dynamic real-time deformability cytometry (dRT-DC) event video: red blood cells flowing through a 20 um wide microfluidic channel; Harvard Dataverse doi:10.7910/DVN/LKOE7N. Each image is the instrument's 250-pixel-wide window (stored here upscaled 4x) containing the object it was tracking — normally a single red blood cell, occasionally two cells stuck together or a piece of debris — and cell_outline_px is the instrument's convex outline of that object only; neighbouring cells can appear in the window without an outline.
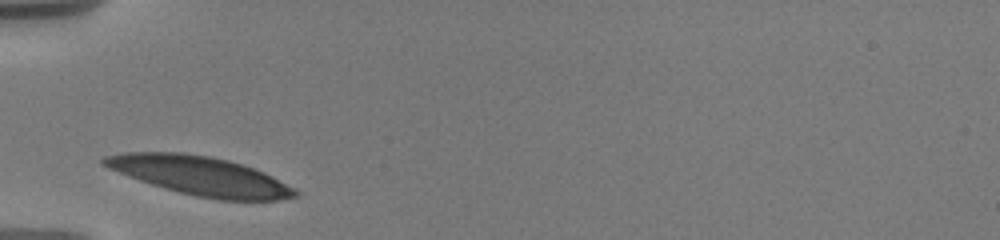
{"species": "human", "species_latin": "Homo sapiens", "temperature_condition": "warm", "stored_images_in_passage": 43, "camera_frame_rate_fps": 3000, "um_per_image_px": 0.085, "donor": {"sex": "male"}, "frame": {"image": 1, "passage_image": 1, "time_ms": 0.0, "image_size_px": [1000, 240], "cell_outline_px": [[300, 196], [276, 200], [220, 200], [196, 196], [164, 188], [140, 180], [108, 168], [100, 164], [100, 160], [104, 156], [124, 152], [180, 152], [208, 156], [228, 160], [264, 172], [296, 188], [300, 192]], "centroid_in_image_um": [17.02, 14.94], "position_along_channel_um": 68.0, "area_um2": 43.12}}
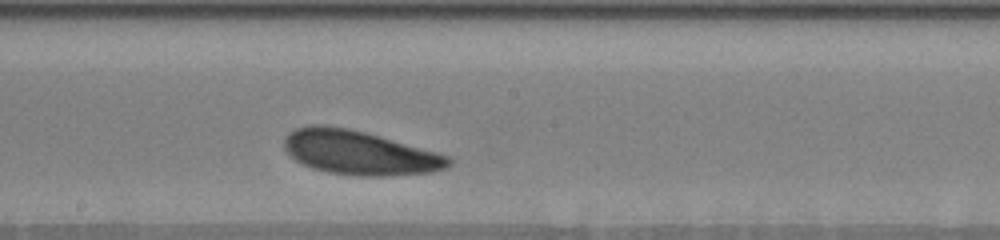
{"frame": {"image": 2, "passage_image": 20, "time_ms": 4.333, "image_size_px": [1000, 240], "cell_outline_px": [[452, 164], [444, 168], [432, 172], [388, 176], [352, 176], [328, 172], [312, 168], [296, 160], [284, 148], [284, 136], [288, 132], [296, 128], [308, 124], [324, 124], [348, 128], [364, 132], [448, 156], [452, 160]], "centroid_in_image_um": [30.48, 12.98], "position_along_channel_um": 217.7, "area_um2": 42.08}}
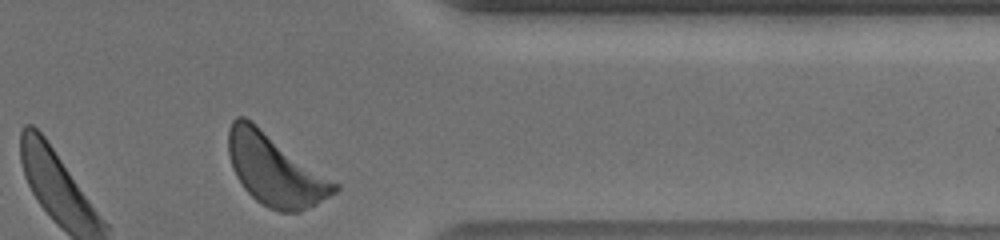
{"frame": {"image": 3, "passage_image": 43, "time_ms": 9.333, "image_size_px": [1000, 240], "cell_outline_px": [[340, 188], [336, 192], [316, 204], [300, 212], [280, 212], [268, 208], [256, 200], [244, 188], [236, 176], [232, 168], [228, 152], [228, 128], [232, 120], [236, 116], [244, 116], [252, 120], [340, 184]], "centroid_in_image_um": [23.37, 14.42], "position_along_channel_um": 388.0, "area_um2": 44.45}, "authors_computed_cell_mechanics": {"area_um2": 41.5004, "velocity_mm_per_s": 3.5298, "shape_relaxation_time_tau1_ms": 1.8526, "shape_relaxation_time_tau2_ms": 5.3997, "deformation_change_tau1": 0.0819, "deformation_change_tau2": 0.1524}}